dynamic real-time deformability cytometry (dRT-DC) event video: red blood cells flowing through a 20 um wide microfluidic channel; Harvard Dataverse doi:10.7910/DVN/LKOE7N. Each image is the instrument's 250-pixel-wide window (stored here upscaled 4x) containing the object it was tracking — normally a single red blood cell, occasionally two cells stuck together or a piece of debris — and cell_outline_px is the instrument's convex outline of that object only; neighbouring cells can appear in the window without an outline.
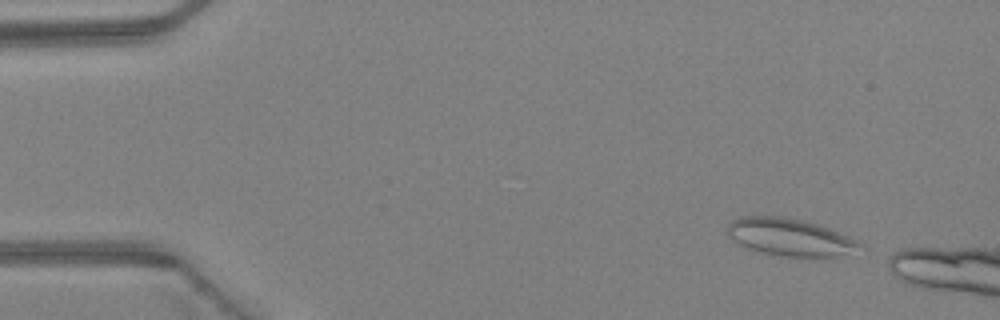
{"species": "Egyptian fruit bat (a non-hibernating species)", "species_latin": "Rousettus aegyptiacus", "temperature_condition": "warm", "stored_images_in_passage": 7, "camera_frame_rate_fps": 3000, "um_per_image_px": 0.085, "animal": {"sex": "female"}, "frame": {"image": 1, "passage_image": 3, "time_ms": 0.667, "image_size_px": [1000, 320], "cell_outline_px": [[868, 248], [856, 256], [780, 256], [748, 248], [740, 244], [724, 232], [728, 224], [732, 220], [744, 216], [784, 216], [804, 220], [820, 224], [848, 236], [864, 244]], "centroid_in_image_um": [67.28, 20.17], "position_along_channel_um": 17.7, "area_um2": 29.54}}